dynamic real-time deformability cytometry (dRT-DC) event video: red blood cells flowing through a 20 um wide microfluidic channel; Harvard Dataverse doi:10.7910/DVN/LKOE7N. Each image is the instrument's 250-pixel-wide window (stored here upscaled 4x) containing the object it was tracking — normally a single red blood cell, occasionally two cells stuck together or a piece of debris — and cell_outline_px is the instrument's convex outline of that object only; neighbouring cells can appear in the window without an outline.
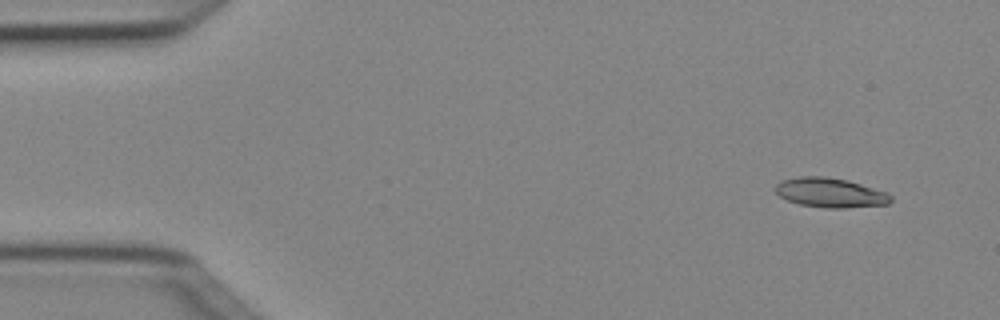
{"species": "Egyptian fruit bat (a non-hibernating species)", "species_latin": "Rousettus aegyptiacus", "temperature_condition": "cold", "stored_images_in_passage": 4, "camera_frame_rate_fps": 3000, "um_per_image_px": 0.085, "animal": {"sex": "female"}, "frame": {"image": 1, "passage_image": 1, "time_ms": 0.0, "image_size_px": [1000, 320], "cell_outline_px": [[892, 200], [888, 204], [844, 208], [824, 208], [800, 204], [788, 200], [780, 196], [776, 192], [776, 184], [780, 180], [800, 176], [824, 176], [848, 180], [888, 192], [892, 196]], "centroid_in_image_um": [70.59, 16.37], "position_along_channel_um": 14.4, "area_um2": 19.94}}
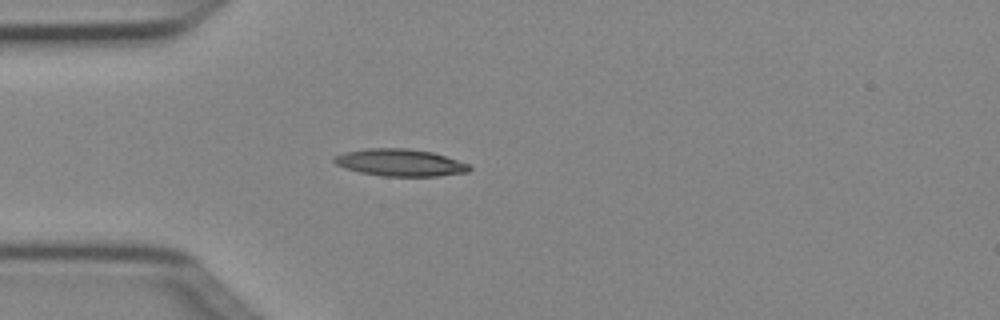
{"frame": {"image": 2, "passage_image": 4, "time_ms": 1.0, "image_size_px": [1000, 320], "cell_outline_px": [[472, 168], [468, 172], [440, 176], [384, 176], [360, 172], [344, 168], [336, 164], [332, 160], [332, 156], [344, 152], [364, 148], [408, 148], [432, 152], [468, 164]], "centroid_in_image_um": [33.96, 13.81], "position_along_channel_um": 51.0, "area_um2": 21.44}}